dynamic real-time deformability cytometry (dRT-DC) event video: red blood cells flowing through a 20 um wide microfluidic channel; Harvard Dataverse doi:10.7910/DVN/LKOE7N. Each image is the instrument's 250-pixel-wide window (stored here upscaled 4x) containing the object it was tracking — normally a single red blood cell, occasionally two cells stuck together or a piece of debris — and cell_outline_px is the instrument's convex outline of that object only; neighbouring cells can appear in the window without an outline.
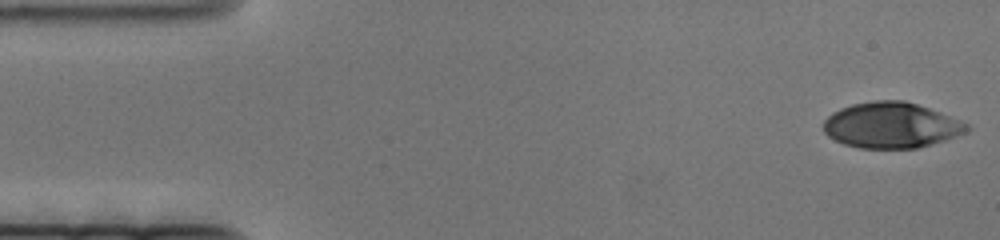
{"species": "human", "species_latin": "Homo sapiens", "temperature_condition": "cold", "stored_images_in_passage": 78, "camera_frame_rate_fps": 3000, "um_per_image_px": 0.085, "donor": {"sex": "female"}, "frame": {"image": 1, "passage_image": 1, "time_ms": 0.0, "image_size_px": [1000, 240], "cell_outline_px": [[972, 128], [968, 132], [944, 140], [916, 148], [860, 148], [844, 144], [828, 136], [824, 132], [824, 120], [832, 112], [840, 108], [852, 104], [872, 100], [904, 100], [928, 108], [960, 120], [968, 124]], "centroid_in_image_um": [75.75, 10.64], "position_along_channel_um": 9.3, "area_um2": 38.09}}
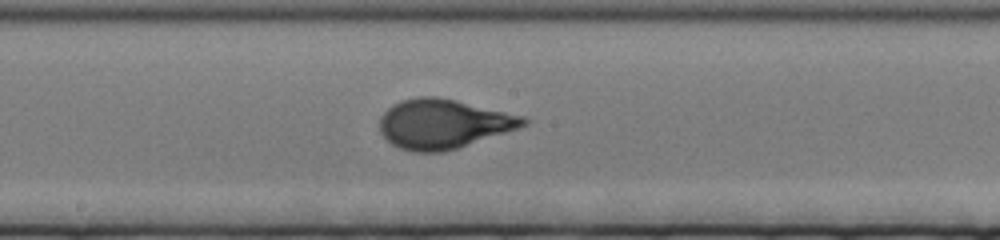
{"frame": {"image": 2, "passage_image": 39, "time_ms": 12.667, "image_size_px": [1000, 240], "cell_outline_px": [[528, 124], [444, 152], [412, 152], [400, 148], [392, 144], [380, 132], [380, 116], [392, 104], [400, 100], [416, 96], [436, 96], [456, 100], [524, 116], [528, 120]], "centroid_in_image_um": [37.63, 10.51], "position_along_channel_um": 210.6, "area_um2": 41.04}}
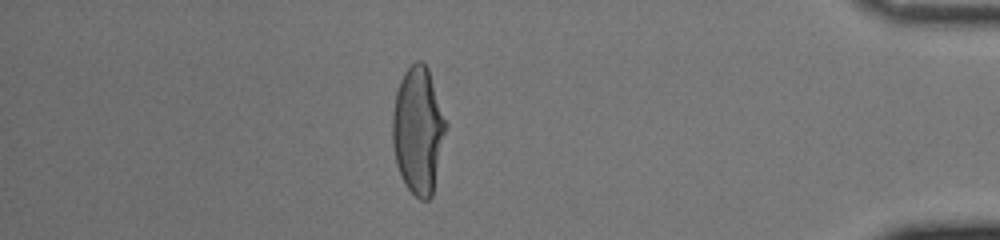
{"frame": {"image": 3, "passage_image": 67, "time_ms": 22.0, "image_size_px": [1000, 240], "cell_outline_px": [[448, 128], [432, 196], [428, 200], [420, 200], [404, 184], [396, 164], [392, 144], [392, 116], [396, 92], [400, 80], [404, 72], [416, 60], [420, 60], [428, 68], [448, 120]], "centroid_in_image_um": [35.57, 11.08], "position_along_channel_um": 399.6, "area_um2": 40.29}}